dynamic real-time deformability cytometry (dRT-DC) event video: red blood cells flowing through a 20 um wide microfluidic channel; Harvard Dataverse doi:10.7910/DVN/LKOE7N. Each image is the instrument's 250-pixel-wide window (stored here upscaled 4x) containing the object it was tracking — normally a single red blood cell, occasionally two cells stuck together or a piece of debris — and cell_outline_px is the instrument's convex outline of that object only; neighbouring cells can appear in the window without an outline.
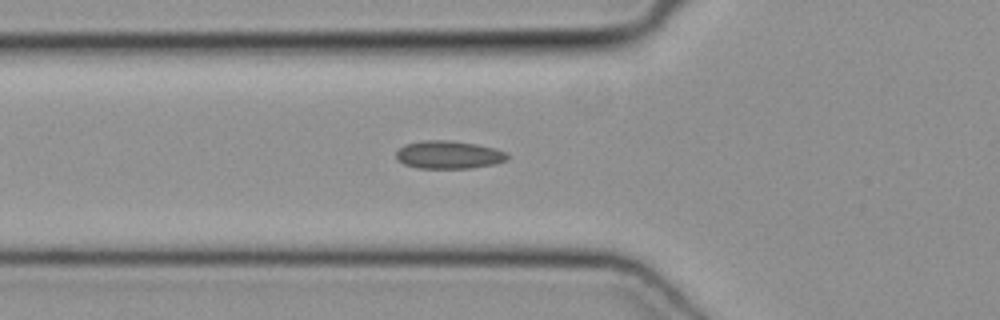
{"species": "common noctule bat (a hibernating species)", "species_latin": "Nyctalus noctula", "temperature_condition": "cold", "stored_images_in_passage": 48, "camera_frame_rate_fps": 3000, "um_per_image_px": 0.085, "animal": {"sex": "female", "body_mass_g": 19.3, "forearm_length_mm": 54.1}, "frame": {"image": 1, "passage_image": 18, "time_ms": 5.667, "image_size_px": [1000, 320], "cell_outline_px": [[508, 160], [496, 164], [472, 168], [416, 168], [404, 164], [396, 160], [396, 152], [404, 144], [424, 140], [448, 140], [476, 144], [492, 148], [504, 152], [508, 156]], "centroid_in_image_um": [38.1, 13.16], "position_along_channel_um": 87.7, "area_um2": 18.15}}
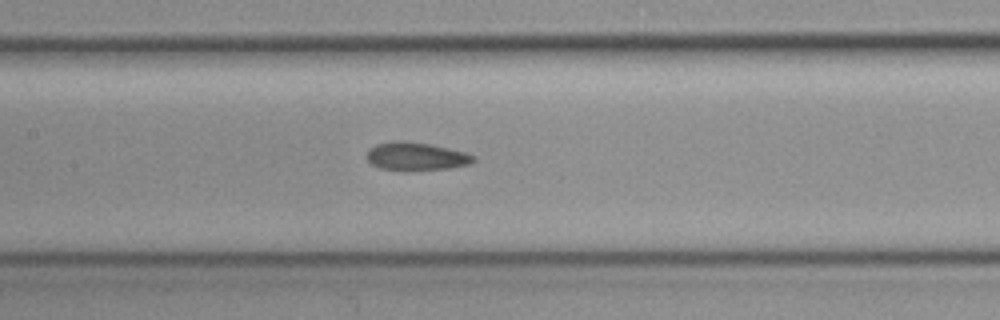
{"frame": {"image": 2, "passage_image": 24, "time_ms": 7.667, "image_size_px": [1000, 320], "cell_outline_px": [[476, 160], [468, 164], [448, 168], [408, 172], [404, 172], [380, 168], [372, 164], [368, 160], [368, 152], [376, 144], [396, 140], [404, 140], [432, 144], [464, 152], [476, 156]], "centroid_in_image_um": [35.38, 13.3], "position_along_channel_um": 172.0, "area_um2": 17.74}}
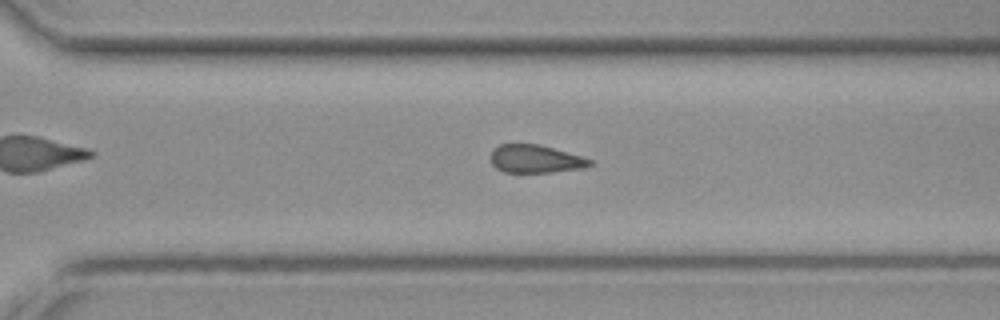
{"frame": {"image": 3, "passage_image": 35, "time_ms": 11.333, "image_size_px": [1000, 320], "cell_outline_px": [[592, 164], [584, 168], [552, 172], [504, 172], [496, 168], [492, 164], [492, 148], [500, 144], [540, 144], [580, 156], [592, 160]], "centroid_in_image_um": [45.5, 13.51], "position_along_channel_um": 325.1, "area_um2": 16.07}}